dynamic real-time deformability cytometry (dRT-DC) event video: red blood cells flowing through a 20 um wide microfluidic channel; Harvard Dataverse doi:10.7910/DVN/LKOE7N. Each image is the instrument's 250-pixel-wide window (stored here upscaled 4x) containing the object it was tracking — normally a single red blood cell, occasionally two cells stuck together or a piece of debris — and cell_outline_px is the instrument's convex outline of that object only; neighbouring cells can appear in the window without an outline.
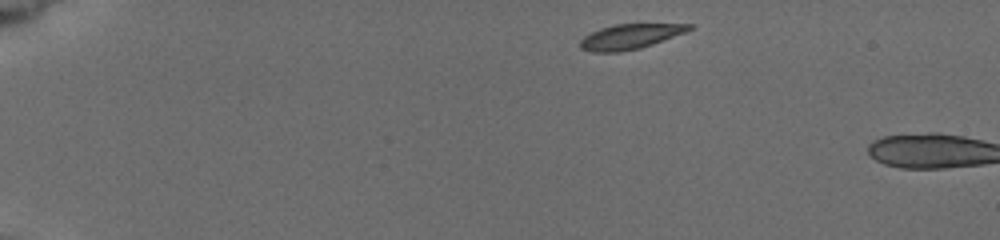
{"species": "common noctule bat (a hibernating species)", "species_latin": "Nyctalus noctula", "temperature_condition": "cold", "stored_images_in_passage": 2, "camera_frame_rate_fps": 3000, "um_per_image_px": 0.085, "animal": {"sex": "female", "body_mass_g": 19.5, "forearm_length_mm": 54.1}, "frame": {"image": 1, "passage_image": 1, "time_ms": 0.0, "image_size_px": [1000, 240], "cell_outline_px": [[692, 28], [684, 32], [652, 44], [640, 48], [620, 52], [592, 52], [580, 48], [580, 40], [584, 36], [600, 28], [616, 24], [692, 24]], "centroid_in_image_um": [53.5, 3.11], "position_along_channel_um": 31.5, "area_um2": 15.61}}